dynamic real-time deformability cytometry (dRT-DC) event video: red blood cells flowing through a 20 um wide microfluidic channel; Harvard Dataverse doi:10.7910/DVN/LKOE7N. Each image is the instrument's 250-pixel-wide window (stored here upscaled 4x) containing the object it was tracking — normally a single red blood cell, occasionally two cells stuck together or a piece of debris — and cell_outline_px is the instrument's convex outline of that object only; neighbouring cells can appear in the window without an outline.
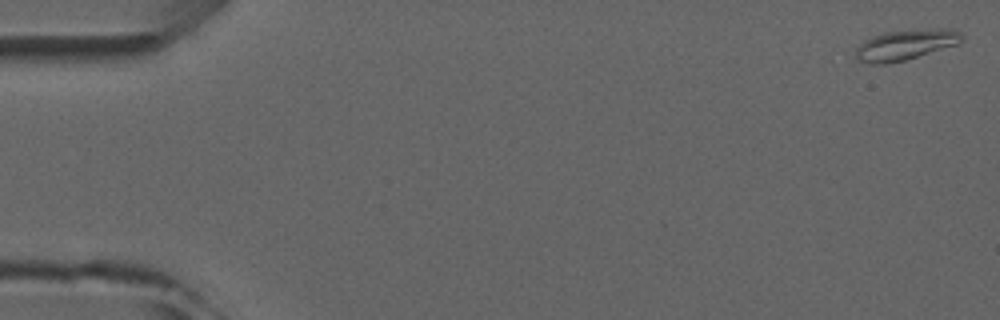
{"species": "common noctule bat (a hibernating species)", "species_latin": "Nyctalus noctula", "temperature_condition": "room temperature", "stored_images_in_passage": 6, "camera_frame_rate_fps": 3000, "um_per_image_px": 0.085, "animal": {"sex": "male", "forearm_length_mm": 52.5}, "frame": {"image": 1, "passage_image": 1, "time_ms": 0.0, "image_size_px": [1000, 320], "cell_outline_px": [[964, 40], [956, 44], [904, 60], [884, 64], [868, 64], [860, 60], [856, 56], [856, 48], [864, 40], [872, 36], [884, 32], [936, 28], [952, 28], [964, 32]], "centroid_in_image_um": [77.01, 3.78], "position_along_channel_um": 8.0, "area_um2": 18.79}}
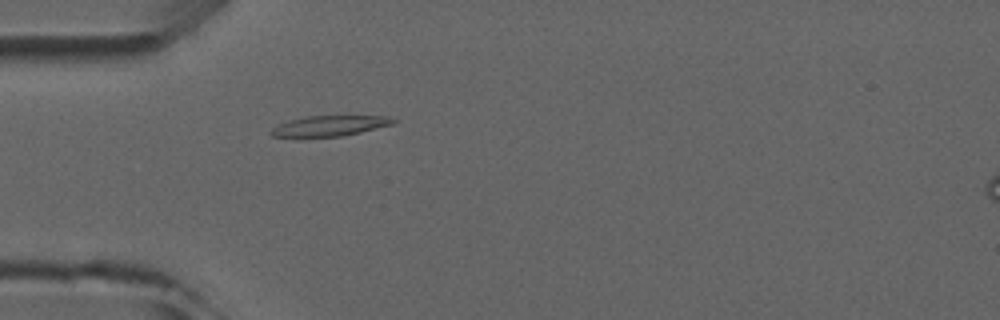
{"frame": {"image": 2, "passage_image": 5, "time_ms": 4.667, "image_size_px": [1000, 320], "cell_outline_px": [[396, 120], [392, 124], [344, 136], [272, 136], [268, 132], [272, 128], [288, 120], [308, 116], [388, 116]], "centroid_in_image_um": [28.01, 10.68], "position_along_channel_um": 57.0, "area_um2": 14.22}}